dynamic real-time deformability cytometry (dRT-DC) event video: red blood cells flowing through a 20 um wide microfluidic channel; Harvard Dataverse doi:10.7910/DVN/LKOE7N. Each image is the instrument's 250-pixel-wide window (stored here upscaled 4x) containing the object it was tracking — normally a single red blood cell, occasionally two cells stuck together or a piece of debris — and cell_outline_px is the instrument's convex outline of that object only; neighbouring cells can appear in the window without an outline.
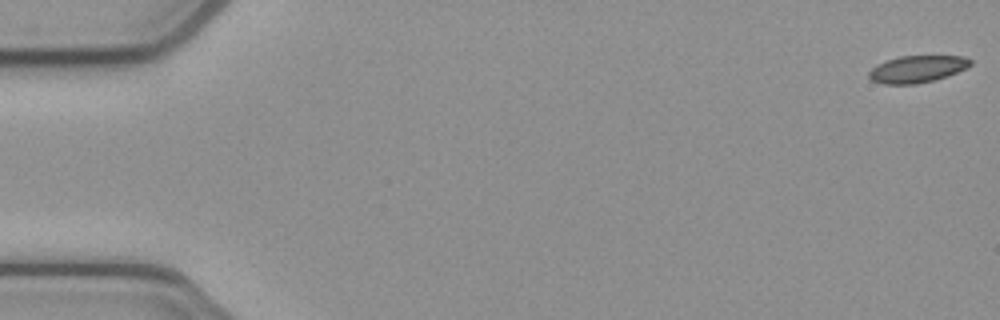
{"species": "common noctule bat (a hibernating species)", "species_latin": "Nyctalus noctula", "temperature_condition": "cold", "stored_images_in_passage": 53, "camera_frame_rate_fps": 3000, "um_per_image_px": 0.085, "animal": {"sex": "female", "body_mass_g": 21.9}, "frame": {"image": 1, "passage_image": 1, "time_ms": 0.0, "image_size_px": [1000, 320], "cell_outline_px": [[972, 64], [968, 68], [948, 76], [936, 80], [916, 84], [884, 84], [872, 80], [868, 76], [868, 72], [876, 64], [900, 56], [964, 56], [972, 60]], "centroid_in_image_um": [77.99, 5.87], "position_along_channel_um": 7.0, "area_um2": 16.13}}
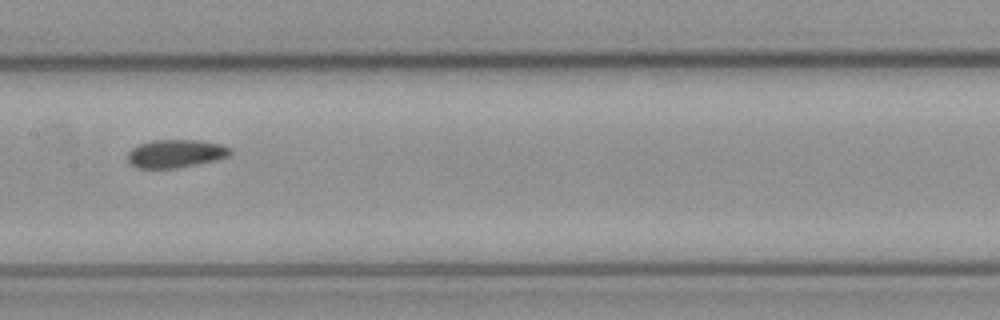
{"frame": {"image": 2, "passage_image": 27, "time_ms": 8.667, "image_size_px": [1000, 320], "cell_outline_px": [[232, 152], [228, 156], [216, 160], [176, 168], [140, 168], [132, 164], [128, 160], [128, 152], [132, 148], [140, 144], [152, 140], [196, 140], [220, 144], [232, 148]], "centroid_in_image_um": [14.95, 13.05], "position_along_channel_um": 192.4, "area_um2": 16.65}}
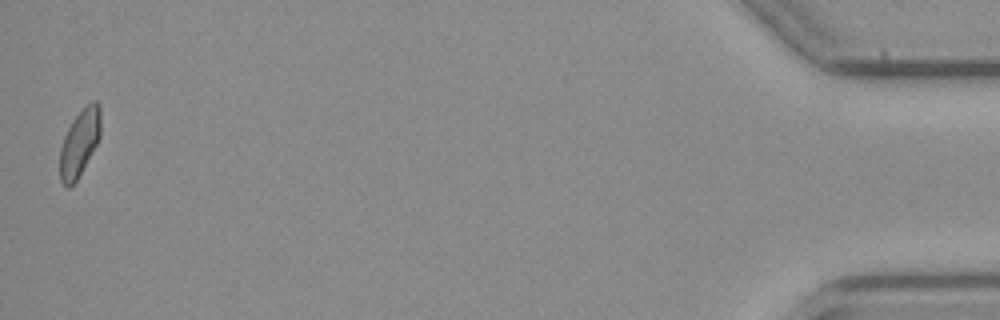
{"frame": {"image": 3, "passage_image": 53, "time_ms": 17.333, "image_size_px": [1000, 320], "cell_outline_px": [[100, 136], [96, 144], [76, 180], [68, 188], [64, 188], [60, 180], [60, 148], [64, 136], [72, 120], [92, 100], [96, 100], [100, 104]], "centroid_in_image_um": [6.75, 12.14], "position_along_channel_um": 428.5, "area_um2": 15.61}, "authors_computed_cell_mechanics": {"area_um2": 16.8776, "velocity_mm_per_s": 3.855, "shape_relaxation_time_tau1_ms": null, "shape_relaxation_time_tau2_ms": 5.5196, "deformation_change_tau1": null, "deformation_change_tau2": 0.1087}}